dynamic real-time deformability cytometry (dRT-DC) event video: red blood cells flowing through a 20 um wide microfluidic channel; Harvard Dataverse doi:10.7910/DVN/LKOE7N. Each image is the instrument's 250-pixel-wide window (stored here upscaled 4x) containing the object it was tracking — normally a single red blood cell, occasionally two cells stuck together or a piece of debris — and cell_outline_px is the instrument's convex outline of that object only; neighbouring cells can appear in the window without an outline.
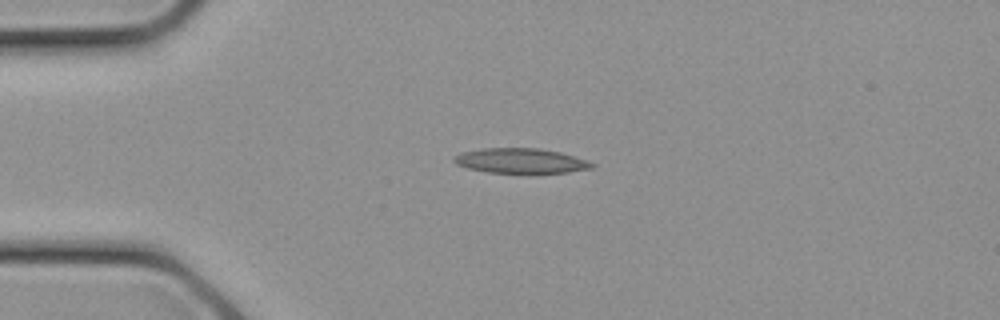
{"species": "common noctule bat (a hibernating species)", "species_latin": "Nyctalus noctula", "temperature_condition": "cold", "stored_images_in_passage": 7, "camera_frame_rate_fps": 3000, "um_per_image_px": 0.085, "animal": {"sex": "female", "body_mass_g": 21.9}, "frame": {"image": 1, "passage_image": 2, "time_ms": 0.333, "image_size_px": [1000, 320], "cell_outline_px": [[596, 168], [568, 172], [488, 172], [468, 168], [456, 164], [452, 160], [460, 152], [484, 148], [540, 148], [560, 152], [588, 160], [596, 164]], "centroid_in_image_um": [44.3, 13.65], "position_along_channel_um": 40.7, "area_um2": 19.94}}
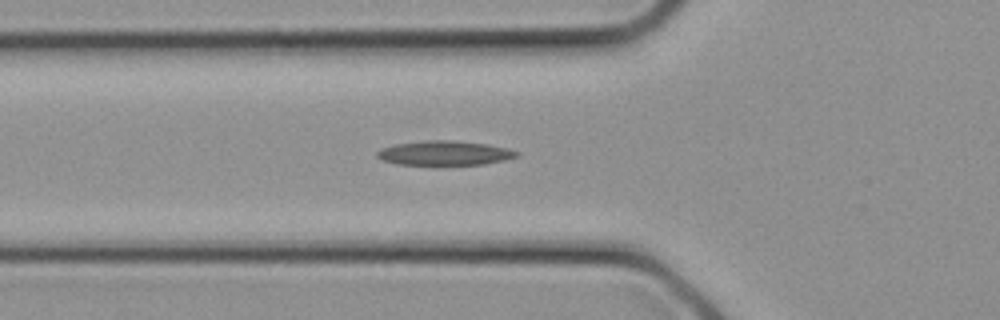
{"frame": {"image": 2, "passage_image": 5, "time_ms": 1.333, "image_size_px": [1000, 320], "cell_outline_px": [[520, 156], [504, 160], [484, 164], [396, 164], [380, 160], [376, 156], [376, 152], [380, 148], [392, 144], [428, 140], [452, 140], [488, 144], [508, 148], [520, 152]], "centroid_in_image_um": [37.77, 13.0], "position_along_channel_um": 88.0, "area_um2": 20.0}}
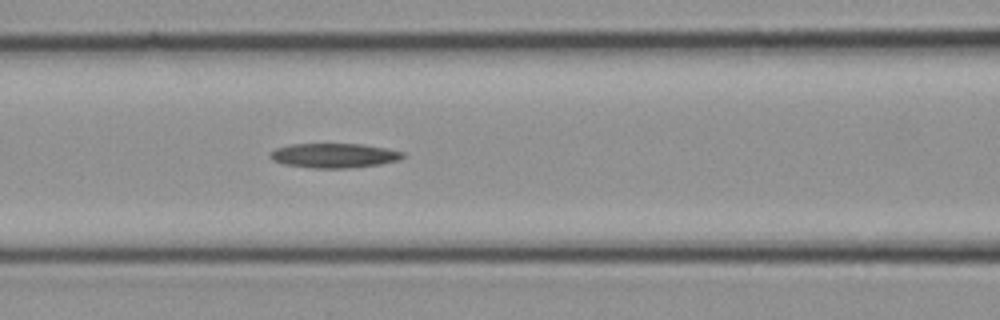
{"frame": {"image": 3, "passage_image": 7, "time_ms": 2.0, "image_size_px": [1000, 320], "cell_outline_px": [[404, 156], [400, 160], [380, 164], [352, 168], [312, 168], [284, 164], [272, 160], [268, 156], [268, 152], [276, 148], [288, 144], [360, 144], [384, 148], [404, 152]], "centroid_in_image_um": [28.35, 13.22], "position_along_channel_um": 138.2, "area_um2": 19.07}}